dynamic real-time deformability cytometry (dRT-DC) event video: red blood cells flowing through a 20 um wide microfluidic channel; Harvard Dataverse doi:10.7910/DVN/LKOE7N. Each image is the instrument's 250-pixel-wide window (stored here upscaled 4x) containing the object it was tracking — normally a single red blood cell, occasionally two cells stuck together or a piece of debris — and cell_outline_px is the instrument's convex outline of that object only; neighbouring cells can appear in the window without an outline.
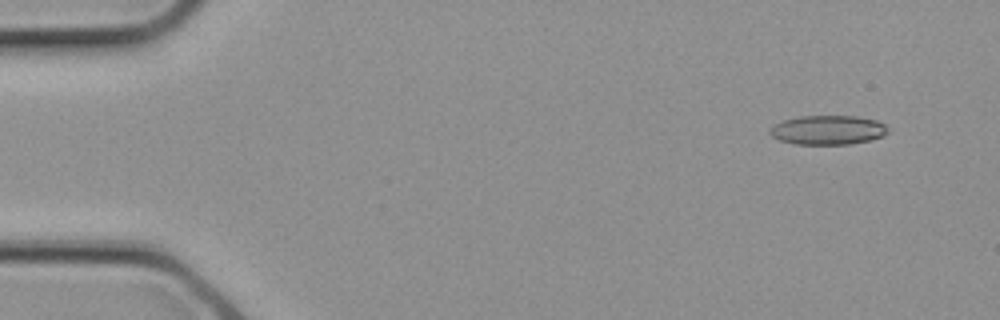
{"species": "common noctule bat (a hibernating species)", "species_latin": "Nyctalus noctula", "temperature_condition": "cold", "stored_images_in_passage": 3, "camera_frame_rate_fps": 3000, "um_per_image_px": 0.085, "animal": {"sex": "female", "body_mass_g": 21.9}, "frame": {"image": 1, "passage_image": 1, "time_ms": 0.0, "image_size_px": [1000, 320], "cell_outline_px": [[892, 128], [884, 136], [872, 140], [848, 144], [796, 144], [780, 140], [772, 136], [768, 132], [768, 128], [784, 120], [800, 116], [856, 116], [876, 120]], "centroid_in_image_um": [70.41, 11.05], "position_along_channel_um": 14.6, "area_um2": 20.29}}
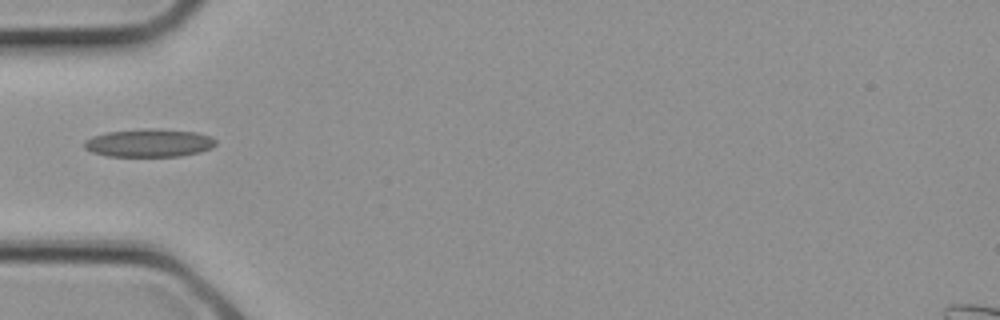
{"frame": {"image": 2, "passage_image": 3, "time_ms": 0.667, "image_size_px": [1000, 320], "cell_outline_px": [[216, 144], [212, 148], [200, 152], [180, 156], [108, 156], [92, 152], [84, 148], [84, 140], [92, 136], [108, 132], [148, 128], [152, 128], [196, 132], [212, 136], [216, 140]], "centroid_in_image_um": [12.69, 12.15], "position_along_channel_um": 72.3, "area_um2": 21.56}}